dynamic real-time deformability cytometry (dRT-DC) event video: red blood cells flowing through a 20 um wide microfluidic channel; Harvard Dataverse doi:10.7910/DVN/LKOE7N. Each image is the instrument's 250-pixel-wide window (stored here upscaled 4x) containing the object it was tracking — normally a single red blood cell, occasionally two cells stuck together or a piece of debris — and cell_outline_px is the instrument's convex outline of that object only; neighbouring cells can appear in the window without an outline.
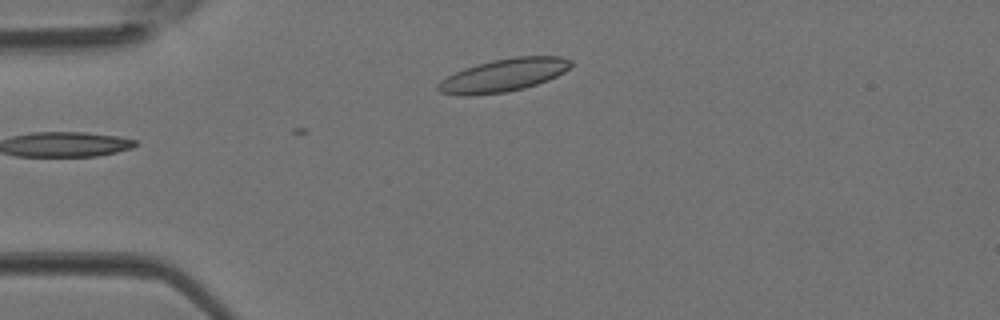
{"species": "Egyptian fruit bat (a non-hibernating species)", "species_latin": "Rousettus aegyptiacus", "temperature_condition": "room temperature", "stored_images_in_passage": 5, "camera_frame_rate_fps": 3000, "um_per_image_px": 0.085, "animal": {"sex": "female"}, "frame": {"image": 1, "passage_image": 4, "time_ms": 1.0, "image_size_px": [1000, 320], "cell_outline_px": [[572, 64], [564, 72], [548, 80], [524, 88], [504, 92], [472, 96], [460, 96], [440, 92], [436, 88], [436, 84], [448, 76], [464, 68], [476, 64], [492, 60], [516, 56], [560, 56], [572, 60]], "centroid_in_image_um": [42.78, 6.39], "position_along_channel_um": 42.2, "area_um2": 25.49}}